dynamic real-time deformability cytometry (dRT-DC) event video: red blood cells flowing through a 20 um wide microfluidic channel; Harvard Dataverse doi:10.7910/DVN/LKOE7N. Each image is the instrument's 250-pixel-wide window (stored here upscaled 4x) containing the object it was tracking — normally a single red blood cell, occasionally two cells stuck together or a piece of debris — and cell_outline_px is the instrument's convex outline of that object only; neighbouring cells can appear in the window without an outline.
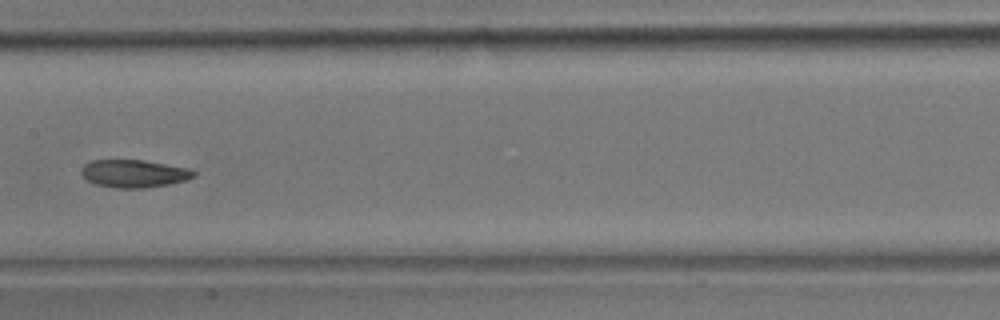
{"species": "common noctule bat (a hibernating species)", "species_latin": "Nyctalus noctula", "temperature_condition": "room temperature", "stored_images_in_passage": 6, "camera_frame_rate_fps": 3000, "um_per_image_px": 0.085, "animal": {"sex": "male", "body_mass_g": 17.9}, "frame": {"image": 1, "passage_image": 5, "time_ms": 1.333, "image_size_px": [1000, 320], "cell_outline_px": [[196, 176], [184, 180], [168, 184], [144, 188], [120, 188], [96, 184], [88, 180], [80, 172], [80, 168], [84, 164], [92, 160], [144, 160], [188, 168], [196, 172]], "centroid_in_image_um": [11.38, 14.74], "position_along_channel_um": 196.0, "area_um2": 18.03}}